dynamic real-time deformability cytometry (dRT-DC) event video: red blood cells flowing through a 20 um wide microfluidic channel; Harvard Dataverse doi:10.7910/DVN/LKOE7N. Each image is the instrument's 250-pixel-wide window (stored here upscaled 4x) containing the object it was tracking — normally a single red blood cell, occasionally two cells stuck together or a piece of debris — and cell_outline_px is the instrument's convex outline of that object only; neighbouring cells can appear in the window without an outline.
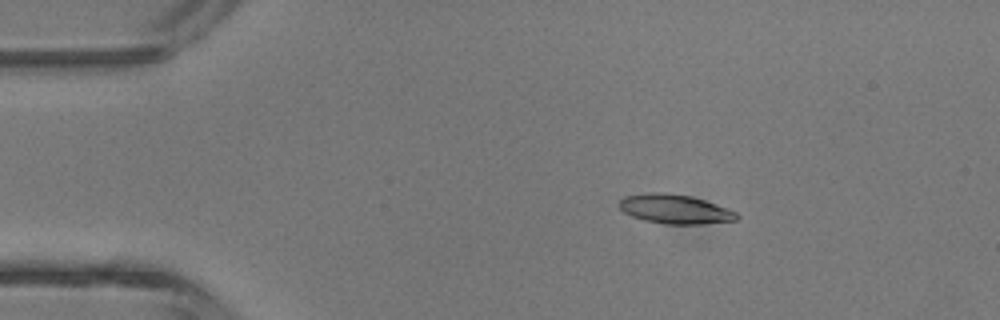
{"species": "common noctule bat (a hibernating species)", "species_latin": "Nyctalus noctula", "temperature_condition": "room temperature", "stored_images_in_passage": 3, "camera_frame_rate_fps": 3000, "um_per_image_px": 0.085, "animal": {"sex": "male", "body_mass_g": 13.3}, "frame": {"image": 1, "passage_image": 2, "time_ms": 1.0, "image_size_px": [1000, 320], "cell_outline_px": [[740, 216], [736, 220], [700, 224], [668, 224], [644, 220], [632, 216], [624, 212], [616, 204], [624, 196], [648, 192], [664, 192], [692, 196], [704, 200], [736, 212]], "centroid_in_image_um": [57.32, 17.76], "position_along_channel_um": 27.7, "area_um2": 20.0}}